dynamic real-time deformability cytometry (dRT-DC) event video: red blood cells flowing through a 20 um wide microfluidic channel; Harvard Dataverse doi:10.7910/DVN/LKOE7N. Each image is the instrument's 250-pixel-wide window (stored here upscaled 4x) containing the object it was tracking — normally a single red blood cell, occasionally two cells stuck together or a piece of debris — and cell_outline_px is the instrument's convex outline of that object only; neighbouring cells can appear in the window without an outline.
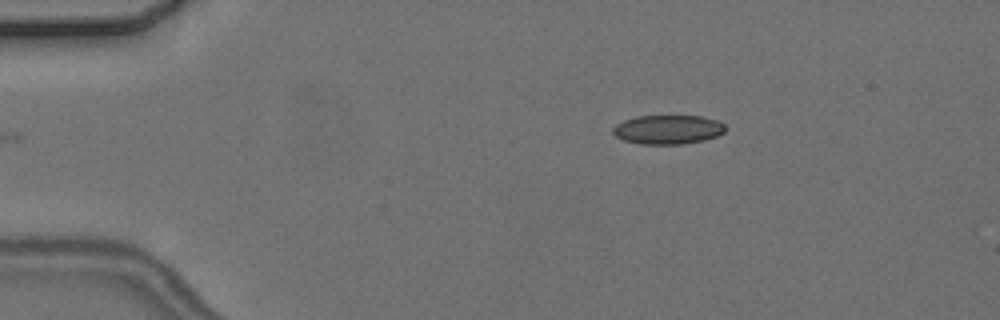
{"species": "common noctule bat (a hibernating species)", "species_latin": "Nyctalus noctula", "temperature_condition": "cold", "stored_images_in_passage": 3, "camera_frame_rate_fps": 3000, "um_per_image_px": 0.085, "animal": {"sex": "female", "body_mass_g": 24.6, "forearm_length_mm": 56.2}, "frame": {"image": 1, "passage_image": 1, "time_ms": 0.0, "image_size_px": [1000, 320], "cell_outline_px": [[724, 132], [716, 136], [704, 140], [680, 144], [640, 144], [624, 140], [616, 136], [612, 132], [612, 128], [616, 124], [624, 120], [636, 116], [700, 116], [720, 120], [724, 124]], "centroid_in_image_um": [56.76, 11.0], "position_along_channel_um": 28.2, "area_um2": 19.07}}